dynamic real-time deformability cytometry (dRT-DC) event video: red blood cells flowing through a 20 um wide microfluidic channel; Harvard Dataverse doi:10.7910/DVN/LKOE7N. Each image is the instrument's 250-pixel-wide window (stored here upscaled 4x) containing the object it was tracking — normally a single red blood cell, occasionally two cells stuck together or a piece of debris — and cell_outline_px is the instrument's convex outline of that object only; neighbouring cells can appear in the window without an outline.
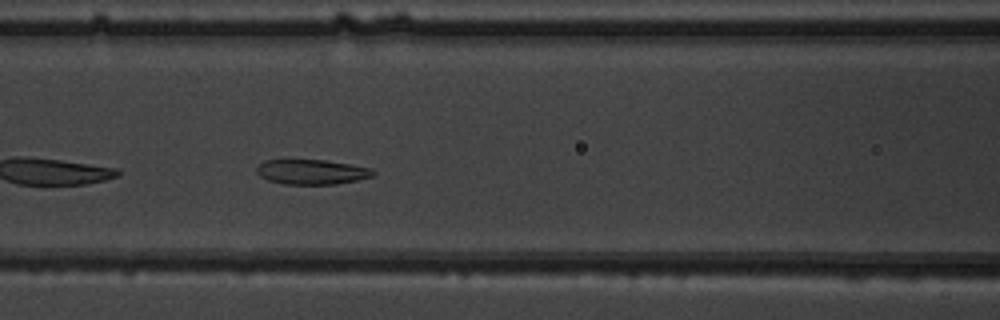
{"species": "common noctule bat (a hibernating species)", "species_latin": "Nyctalus noctula", "temperature_condition": "warm", "stored_images_in_passage": 35, "camera_frame_rate_fps": 3000, "um_per_image_px": 0.085, "animal": {"sex": "male", "body_mass_g": 19.5, "forearm_length_mm": 54.6}, "frame": {"image": 1, "passage_image": 15, "time_ms": 4.667, "image_size_px": [1000, 320], "cell_outline_px": [[376, 172], [372, 176], [356, 180], [336, 184], [284, 184], [268, 180], [260, 176], [256, 172], [256, 168], [264, 160], [284, 156], [324, 160], [372, 168]], "centroid_in_image_um": [26.39, 14.56], "position_along_channel_um": 140.2, "area_um2": 17.63}}
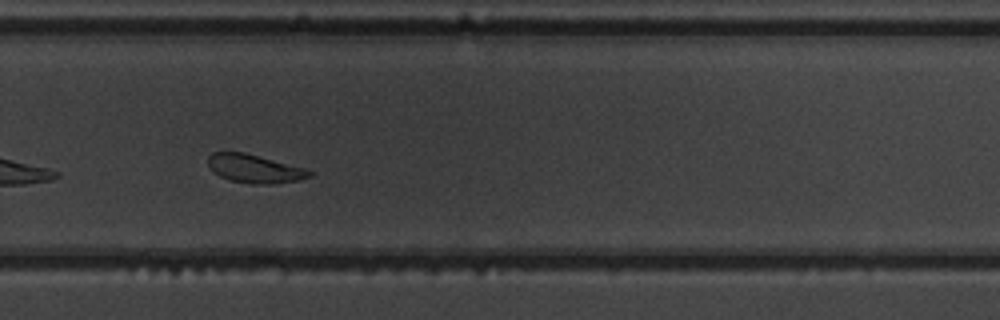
{"frame": {"image": 2, "passage_image": 28, "time_ms": 9.0, "image_size_px": [1000, 320], "cell_outline_px": [[312, 176], [300, 180], [272, 184], [252, 184], [228, 180], [212, 172], [208, 164], [208, 156], [212, 152], [244, 152], [308, 168], [312, 172]], "centroid_in_image_um": [21.66, 14.34], "position_along_channel_um": 308.1, "area_um2": 17.11}}
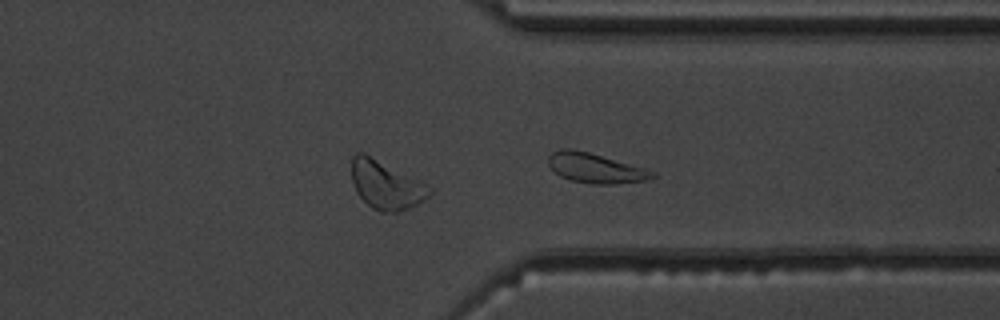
{"frame": {"image": 3, "passage_image": 32, "time_ms": 10.333, "image_size_px": [1000, 320], "cell_outline_px": [[432, 192], [428, 196], [416, 204], [408, 208], [396, 212], [380, 212], [372, 208], [356, 192], [352, 180], [352, 156], [356, 152], [364, 152], [432, 188]], "centroid_in_image_um": [32.77, 15.72], "position_along_channel_um": 378.6, "area_um2": 21.44}, "authors_computed_cell_mechanics": {"area_um2": 17.6868, "velocity_mm_per_s": 3.8793, "shape_relaxation_time_tau1_ms": 6.899, "shape_relaxation_time_tau2_ms": 1.9769, "deformation_change_tau1": 0.1432, "deformation_change_tau2": 0.0926}}